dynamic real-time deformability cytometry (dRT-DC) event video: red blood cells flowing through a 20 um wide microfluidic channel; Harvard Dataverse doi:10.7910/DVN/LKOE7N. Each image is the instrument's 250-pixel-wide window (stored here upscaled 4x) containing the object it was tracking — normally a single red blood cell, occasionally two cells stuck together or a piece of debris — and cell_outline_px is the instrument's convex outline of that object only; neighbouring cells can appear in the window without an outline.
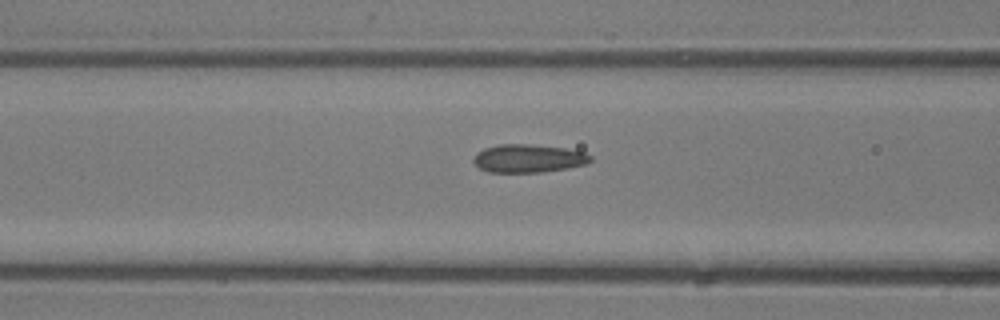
{"species": "common noctule bat (a hibernating species)", "species_latin": "Nyctalus noctula", "temperature_condition": "room temperature", "stored_images_in_passage": 10, "camera_frame_rate_fps": 3000, "um_per_image_px": 0.085, "animal": {"sex": "male", "body_mass_g": 13.3}, "frame": {"image": 1, "passage_image": 9, "time_ms": 2.667, "image_size_px": [1000, 320], "cell_outline_px": [[592, 160], [588, 164], [568, 168], [544, 172], [488, 172], [480, 168], [472, 160], [476, 152], [484, 148], [500, 144], [528, 144], [564, 148], [584, 152], [592, 156]], "centroid_in_image_um": [44.92, 13.47], "position_along_channel_um": 121.7, "area_um2": 19.31}}